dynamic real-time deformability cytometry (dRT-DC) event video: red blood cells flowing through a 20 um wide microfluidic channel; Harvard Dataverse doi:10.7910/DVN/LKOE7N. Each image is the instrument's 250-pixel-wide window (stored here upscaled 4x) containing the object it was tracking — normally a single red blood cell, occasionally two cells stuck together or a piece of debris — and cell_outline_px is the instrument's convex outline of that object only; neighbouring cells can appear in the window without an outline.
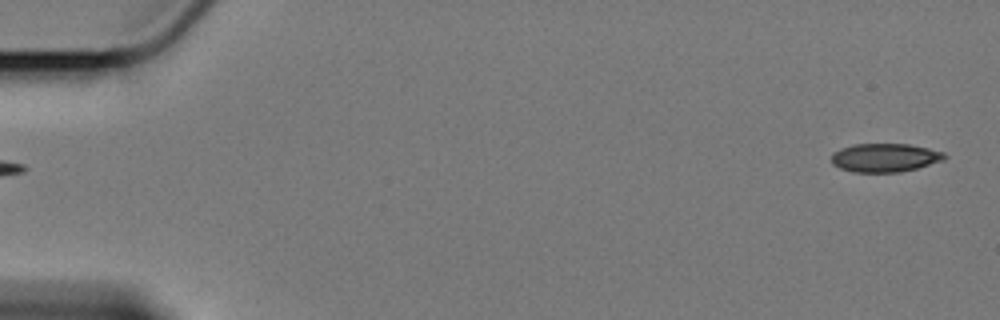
{"species": "Egyptian fruit bat (a non-hibernating species)", "species_latin": "Rousettus aegyptiacus", "temperature_condition": "cold", "stored_images_in_passage": 58, "camera_frame_rate_fps": 3000, "um_per_image_px": 0.085, "animal": {"sex": "female"}, "frame": {"image": 1, "passage_image": 1, "time_ms": 0.0, "image_size_px": [1000, 320], "cell_outline_px": [[948, 156], [944, 160], [916, 168], [900, 172], [852, 172], [840, 168], [832, 164], [832, 152], [840, 148], [852, 144], [908, 144], [928, 148], [944, 152]], "centroid_in_image_um": [75.2, 13.4], "position_along_channel_um": 9.8, "area_um2": 18.9}}
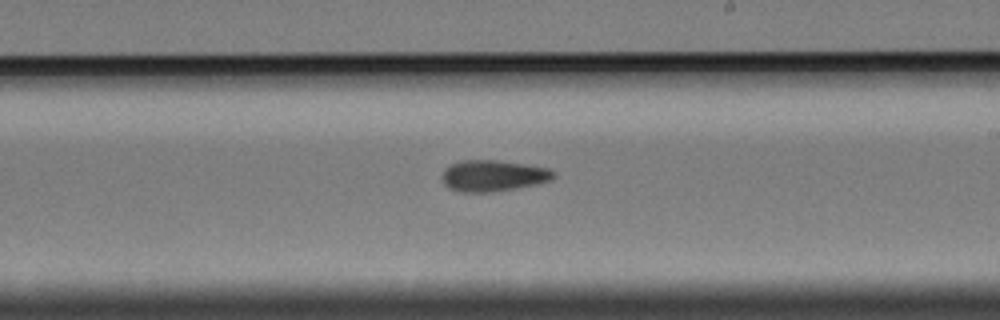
{"frame": {"image": 2, "passage_image": 34, "time_ms": 11.0, "image_size_px": [1000, 320], "cell_outline_px": [[556, 176], [552, 180], [536, 184], [488, 192], [460, 192], [448, 188], [444, 184], [440, 176], [444, 168], [452, 164], [464, 160], [496, 160], [552, 168], [556, 172]], "centroid_in_image_um": [41.92, 14.93], "position_along_channel_um": 247.1, "area_um2": 20.4}}
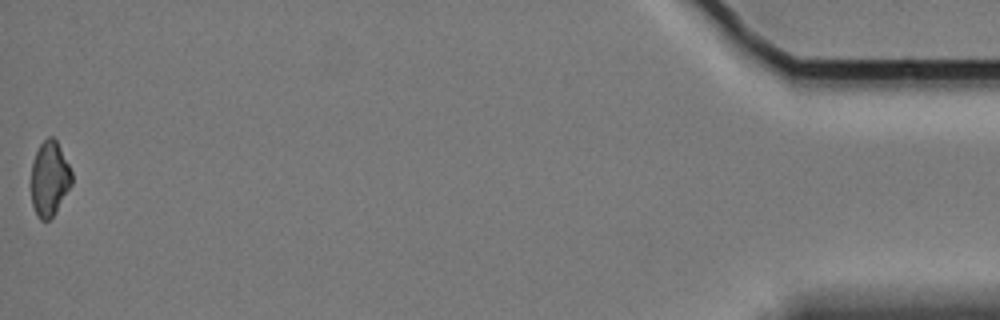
{"frame": {"image": 3, "passage_image": 58, "time_ms": 19.0, "image_size_px": [1000, 320], "cell_outline_px": [[72, 184], [56, 212], [48, 220], [40, 220], [36, 216], [32, 204], [32, 160], [40, 144], [48, 136], [52, 136], [56, 140], [72, 172]], "centroid_in_image_um": [4.21, 15.2], "position_along_channel_um": 431.0, "area_um2": 17.63}}